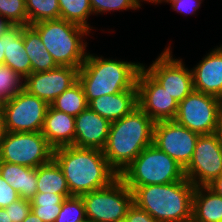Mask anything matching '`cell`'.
<instances>
[{"label":"cell","instance_id":"1","mask_svg":"<svg viewBox=\"0 0 222 222\" xmlns=\"http://www.w3.org/2000/svg\"><path fill=\"white\" fill-rule=\"evenodd\" d=\"M53 159L66 178L71 196L104 188L119 176L100 149L73 145L59 147L53 150Z\"/></svg>","mask_w":222,"mask_h":222},{"label":"cell","instance_id":"2","mask_svg":"<svg viewBox=\"0 0 222 222\" xmlns=\"http://www.w3.org/2000/svg\"><path fill=\"white\" fill-rule=\"evenodd\" d=\"M155 122L139 107L132 113L111 122L103 149L110 167L120 175L148 146L153 144Z\"/></svg>","mask_w":222,"mask_h":222},{"label":"cell","instance_id":"3","mask_svg":"<svg viewBox=\"0 0 222 222\" xmlns=\"http://www.w3.org/2000/svg\"><path fill=\"white\" fill-rule=\"evenodd\" d=\"M195 186L185 177L169 184L136 187L133 203L157 222H191Z\"/></svg>","mask_w":222,"mask_h":222},{"label":"cell","instance_id":"4","mask_svg":"<svg viewBox=\"0 0 222 222\" xmlns=\"http://www.w3.org/2000/svg\"><path fill=\"white\" fill-rule=\"evenodd\" d=\"M141 63L104 59L88 54L78 71L87 102L109 94L137 89L136 81Z\"/></svg>","mask_w":222,"mask_h":222},{"label":"cell","instance_id":"5","mask_svg":"<svg viewBox=\"0 0 222 222\" xmlns=\"http://www.w3.org/2000/svg\"><path fill=\"white\" fill-rule=\"evenodd\" d=\"M58 66L80 68L87 53L83 36L89 30L64 19L46 20L31 25Z\"/></svg>","mask_w":222,"mask_h":222},{"label":"cell","instance_id":"6","mask_svg":"<svg viewBox=\"0 0 222 222\" xmlns=\"http://www.w3.org/2000/svg\"><path fill=\"white\" fill-rule=\"evenodd\" d=\"M127 187L169 184L185 178L184 168L154 144L146 147L119 175Z\"/></svg>","mask_w":222,"mask_h":222},{"label":"cell","instance_id":"7","mask_svg":"<svg viewBox=\"0 0 222 222\" xmlns=\"http://www.w3.org/2000/svg\"><path fill=\"white\" fill-rule=\"evenodd\" d=\"M86 218L95 222H124L133 193L118 176L108 186L81 195Z\"/></svg>","mask_w":222,"mask_h":222},{"label":"cell","instance_id":"8","mask_svg":"<svg viewBox=\"0 0 222 222\" xmlns=\"http://www.w3.org/2000/svg\"><path fill=\"white\" fill-rule=\"evenodd\" d=\"M53 150L41 132H6L0 161L38 168L53 158Z\"/></svg>","mask_w":222,"mask_h":222},{"label":"cell","instance_id":"9","mask_svg":"<svg viewBox=\"0 0 222 222\" xmlns=\"http://www.w3.org/2000/svg\"><path fill=\"white\" fill-rule=\"evenodd\" d=\"M221 114V99L193 90L179 103L174 120L199 135H207L216 133Z\"/></svg>","mask_w":222,"mask_h":222},{"label":"cell","instance_id":"10","mask_svg":"<svg viewBox=\"0 0 222 222\" xmlns=\"http://www.w3.org/2000/svg\"><path fill=\"white\" fill-rule=\"evenodd\" d=\"M49 106L44 100L21 90L0 104L6 132H41Z\"/></svg>","mask_w":222,"mask_h":222},{"label":"cell","instance_id":"11","mask_svg":"<svg viewBox=\"0 0 222 222\" xmlns=\"http://www.w3.org/2000/svg\"><path fill=\"white\" fill-rule=\"evenodd\" d=\"M184 174L195 187L208 186L222 174V145L216 133L199 135Z\"/></svg>","mask_w":222,"mask_h":222},{"label":"cell","instance_id":"12","mask_svg":"<svg viewBox=\"0 0 222 222\" xmlns=\"http://www.w3.org/2000/svg\"><path fill=\"white\" fill-rule=\"evenodd\" d=\"M168 46L153 63L143 69L162 87L171 97L180 103L193 90L192 71L181 59H174Z\"/></svg>","mask_w":222,"mask_h":222},{"label":"cell","instance_id":"13","mask_svg":"<svg viewBox=\"0 0 222 222\" xmlns=\"http://www.w3.org/2000/svg\"><path fill=\"white\" fill-rule=\"evenodd\" d=\"M198 137L199 134L178 124L175 120H162L154 124L153 144L184 169L191 161Z\"/></svg>","mask_w":222,"mask_h":222},{"label":"cell","instance_id":"14","mask_svg":"<svg viewBox=\"0 0 222 222\" xmlns=\"http://www.w3.org/2000/svg\"><path fill=\"white\" fill-rule=\"evenodd\" d=\"M136 87L138 90V107L154 122L175 119L179 103L143 67L139 70Z\"/></svg>","mask_w":222,"mask_h":222},{"label":"cell","instance_id":"15","mask_svg":"<svg viewBox=\"0 0 222 222\" xmlns=\"http://www.w3.org/2000/svg\"><path fill=\"white\" fill-rule=\"evenodd\" d=\"M78 68L58 66L45 72L31 73L24 79V90L49 105L78 81Z\"/></svg>","mask_w":222,"mask_h":222},{"label":"cell","instance_id":"16","mask_svg":"<svg viewBox=\"0 0 222 222\" xmlns=\"http://www.w3.org/2000/svg\"><path fill=\"white\" fill-rule=\"evenodd\" d=\"M111 122L89 107L75 117V147L103 150L110 132Z\"/></svg>","mask_w":222,"mask_h":222},{"label":"cell","instance_id":"17","mask_svg":"<svg viewBox=\"0 0 222 222\" xmlns=\"http://www.w3.org/2000/svg\"><path fill=\"white\" fill-rule=\"evenodd\" d=\"M191 71L194 90L222 99V54L217 48Z\"/></svg>","mask_w":222,"mask_h":222},{"label":"cell","instance_id":"18","mask_svg":"<svg viewBox=\"0 0 222 222\" xmlns=\"http://www.w3.org/2000/svg\"><path fill=\"white\" fill-rule=\"evenodd\" d=\"M88 107L109 122L117 121L138 107V90L129 89L97 97L88 103Z\"/></svg>","mask_w":222,"mask_h":222},{"label":"cell","instance_id":"19","mask_svg":"<svg viewBox=\"0 0 222 222\" xmlns=\"http://www.w3.org/2000/svg\"><path fill=\"white\" fill-rule=\"evenodd\" d=\"M41 133L53 149L74 145L75 117L50 105Z\"/></svg>","mask_w":222,"mask_h":222},{"label":"cell","instance_id":"20","mask_svg":"<svg viewBox=\"0 0 222 222\" xmlns=\"http://www.w3.org/2000/svg\"><path fill=\"white\" fill-rule=\"evenodd\" d=\"M24 25H10L2 34L4 37V64L26 78L31 74V62L23 41Z\"/></svg>","mask_w":222,"mask_h":222},{"label":"cell","instance_id":"21","mask_svg":"<svg viewBox=\"0 0 222 222\" xmlns=\"http://www.w3.org/2000/svg\"><path fill=\"white\" fill-rule=\"evenodd\" d=\"M191 222H222V197L208 186H196Z\"/></svg>","mask_w":222,"mask_h":222},{"label":"cell","instance_id":"22","mask_svg":"<svg viewBox=\"0 0 222 222\" xmlns=\"http://www.w3.org/2000/svg\"><path fill=\"white\" fill-rule=\"evenodd\" d=\"M0 176L17 192L30 200L37 192V168L0 161Z\"/></svg>","mask_w":222,"mask_h":222},{"label":"cell","instance_id":"23","mask_svg":"<svg viewBox=\"0 0 222 222\" xmlns=\"http://www.w3.org/2000/svg\"><path fill=\"white\" fill-rule=\"evenodd\" d=\"M23 41L31 62V73L45 72L58 67L43 45L39 33L31 25L23 27Z\"/></svg>","mask_w":222,"mask_h":222},{"label":"cell","instance_id":"24","mask_svg":"<svg viewBox=\"0 0 222 222\" xmlns=\"http://www.w3.org/2000/svg\"><path fill=\"white\" fill-rule=\"evenodd\" d=\"M56 193L65 198L71 197L65 176L57 162L52 158L37 168V192Z\"/></svg>","mask_w":222,"mask_h":222},{"label":"cell","instance_id":"25","mask_svg":"<svg viewBox=\"0 0 222 222\" xmlns=\"http://www.w3.org/2000/svg\"><path fill=\"white\" fill-rule=\"evenodd\" d=\"M51 106L59 111L76 117L88 108V102L82 85L77 81L69 89L65 90L52 103Z\"/></svg>","mask_w":222,"mask_h":222},{"label":"cell","instance_id":"26","mask_svg":"<svg viewBox=\"0 0 222 222\" xmlns=\"http://www.w3.org/2000/svg\"><path fill=\"white\" fill-rule=\"evenodd\" d=\"M65 197L56 193H36L31 199V211L43 222H55Z\"/></svg>","mask_w":222,"mask_h":222},{"label":"cell","instance_id":"27","mask_svg":"<svg viewBox=\"0 0 222 222\" xmlns=\"http://www.w3.org/2000/svg\"><path fill=\"white\" fill-rule=\"evenodd\" d=\"M60 19L77 24L91 31L87 24L88 17L93 13L90 0H58Z\"/></svg>","mask_w":222,"mask_h":222},{"label":"cell","instance_id":"28","mask_svg":"<svg viewBox=\"0 0 222 222\" xmlns=\"http://www.w3.org/2000/svg\"><path fill=\"white\" fill-rule=\"evenodd\" d=\"M28 25L60 18L58 0H25Z\"/></svg>","mask_w":222,"mask_h":222},{"label":"cell","instance_id":"29","mask_svg":"<svg viewBox=\"0 0 222 222\" xmlns=\"http://www.w3.org/2000/svg\"><path fill=\"white\" fill-rule=\"evenodd\" d=\"M23 79L5 64H0V104L13 98L24 89Z\"/></svg>","mask_w":222,"mask_h":222},{"label":"cell","instance_id":"30","mask_svg":"<svg viewBox=\"0 0 222 222\" xmlns=\"http://www.w3.org/2000/svg\"><path fill=\"white\" fill-rule=\"evenodd\" d=\"M0 16L11 25L28 26L25 0H0Z\"/></svg>","mask_w":222,"mask_h":222},{"label":"cell","instance_id":"31","mask_svg":"<svg viewBox=\"0 0 222 222\" xmlns=\"http://www.w3.org/2000/svg\"><path fill=\"white\" fill-rule=\"evenodd\" d=\"M86 219V211L81 196L65 198L55 222H81Z\"/></svg>","mask_w":222,"mask_h":222},{"label":"cell","instance_id":"32","mask_svg":"<svg viewBox=\"0 0 222 222\" xmlns=\"http://www.w3.org/2000/svg\"><path fill=\"white\" fill-rule=\"evenodd\" d=\"M140 0H90L94 14L115 10H136L141 7Z\"/></svg>","mask_w":222,"mask_h":222},{"label":"cell","instance_id":"33","mask_svg":"<svg viewBox=\"0 0 222 222\" xmlns=\"http://www.w3.org/2000/svg\"><path fill=\"white\" fill-rule=\"evenodd\" d=\"M9 213L11 222H23L31 211V202L28 199L19 198L5 207Z\"/></svg>","mask_w":222,"mask_h":222},{"label":"cell","instance_id":"34","mask_svg":"<svg viewBox=\"0 0 222 222\" xmlns=\"http://www.w3.org/2000/svg\"><path fill=\"white\" fill-rule=\"evenodd\" d=\"M163 1L171 3L172 9L182 14H193L198 10L202 3V0H158L157 3H161Z\"/></svg>","mask_w":222,"mask_h":222},{"label":"cell","instance_id":"35","mask_svg":"<svg viewBox=\"0 0 222 222\" xmlns=\"http://www.w3.org/2000/svg\"><path fill=\"white\" fill-rule=\"evenodd\" d=\"M19 199L18 192L0 176V208H5Z\"/></svg>","mask_w":222,"mask_h":222},{"label":"cell","instance_id":"36","mask_svg":"<svg viewBox=\"0 0 222 222\" xmlns=\"http://www.w3.org/2000/svg\"><path fill=\"white\" fill-rule=\"evenodd\" d=\"M124 222H157L148 212L138 207L135 203L129 207Z\"/></svg>","mask_w":222,"mask_h":222},{"label":"cell","instance_id":"37","mask_svg":"<svg viewBox=\"0 0 222 222\" xmlns=\"http://www.w3.org/2000/svg\"><path fill=\"white\" fill-rule=\"evenodd\" d=\"M208 187L222 197V174L209 184Z\"/></svg>","mask_w":222,"mask_h":222},{"label":"cell","instance_id":"38","mask_svg":"<svg viewBox=\"0 0 222 222\" xmlns=\"http://www.w3.org/2000/svg\"><path fill=\"white\" fill-rule=\"evenodd\" d=\"M5 134H6V129H5V124H4V118H3L2 112L0 111V149H1V145H2Z\"/></svg>","mask_w":222,"mask_h":222},{"label":"cell","instance_id":"39","mask_svg":"<svg viewBox=\"0 0 222 222\" xmlns=\"http://www.w3.org/2000/svg\"><path fill=\"white\" fill-rule=\"evenodd\" d=\"M11 24L0 16V36L9 28Z\"/></svg>","mask_w":222,"mask_h":222},{"label":"cell","instance_id":"40","mask_svg":"<svg viewBox=\"0 0 222 222\" xmlns=\"http://www.w3.org/2000/svg\"><path fill=\"white\" fill-rule=\"evenodd\" d=\"M23 222H43L38 216H36L32 211L23 220Z\"/></svg>","mask_w":222,"mask_h":222},{"label":"cell","instance_id":"41","mask_svg":"<svg viewBox=\"0 0 222 222\" xmlns=\"http://www.w3.org/2000/svg\"><path fill=\"white\" fill-rule=\"evenodd\" d=\"M4 57H5L4 37L0 36V64H4Z\"/></svg>","mask_w":222,"mask_h":222},{"label":"cell","instance_id":"42","mask_svg":"<svg viewBox=\"0 0 222 222\" xmlns=\"http://www.w3.org/2000/svg\"><path fill=\"white\" fill-rule=\"evenodd\" d=\"M0 222H11L9 213L6 212L5 208H0Z\"/></svg>","mask_w":222,"mask_h":222},{"label":"cell","instance_id":"43","mask_svg":"<svg viewBox=\"0 0 222 222\" xmlns=\"http://www.w3.org/2000/svg\"><path fill=\"white\" fill-rule=\"evenodd\" d=\"M216 134L218 135L219 141L222 145V114H221L219 121H218V127L216 130Z\"/></svg>","mask_w":222,"mask_h":222},{"label":"cell","instance_id":"44","mask_svg":"<svg viewBox=\"0 0 222 222\" xmlns=\"http://www.w3.org/2000/svg\"><path fill=\"white\" fill-rule=\"evenodd\" d=\"M142 1V0H141ZM144 1H148V2H151V3H156L158 2V0H144Z\"/></svg>","mask_w":222,"mask_h":222},{"label":"cell","instance_id":"45","mask_svg":"<svg viewBox=\"0 0 222 222\" xmlns=\"http://www.w3.org/2000/svg\"><path fill=\"white\" fill-rule=\"evenodd\" d=\"M81 222H95V221L86 218L85 220H83Z\"/></svg>","mask_w":222,"mask_h":222},{"label":"cell","instance_id":"46","mask_svg":"<svg viewBox=\"0 0 222 222\" xmlns=\"http://www.w3.org/2000/svg\"><path fill=\"white\" fill-rule=\"evenodd\" d=\"M217 49L220 51V53L222 54V45L220 47L217 46Z\"/></svg>","mask_w":222,"mask_h":222}]
</instances>
